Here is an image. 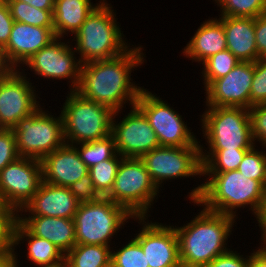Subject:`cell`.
Here are the masks:
<instances>
[{"instance_id": "obj_1", "label": "cell", "mask_w": 266, "mask_h": 267, "mask_svg": "<svg viewBox=\"0 0 266 267\" xmlns=\"http://www.w3.org/2000/svg\"><path fill=\"white\" fill-rule=\"evenodd\" d=\"M141 52V46L134 47L111 59L82 64L75 91L115 112H120L127 100L135 106L143 88L130 82V74L133 68L143 63L144 54Z\"/></svg>"}, {"instance_id": "obj_2", "label": "cell", "mask_w": 266, "mask_h": 267, "mask_svg": "<svg viewBox=\"0 0 266 267\" xmlns=\"http://www.w3.org/2000/svg\"><path fill=\"white\" fill-rule=\"evenodd\" d=\"M203 175L211 178L189 193L194 204H202L206 210L232 217L236 216L233 210L249 204L257 220L260 219L266 205V188L259 181L247 179L238 170Z\"/></svg>"}, {"instance_id": "obj_3", "label": "cell", "mask_w": 266, "mask_h": 267, "mask_svg": "<svg viewBox=\"0 0 266 267\" xmlns=\"http://www.w3.org/2000/svg\"><path fill=\"white\" fill-rule=\"evenodd\" d=\"M235 217L206 210L191 222L175 227L182 267H205L216 257L229 251L224 245Z\"/></svg>"}, {"instance_id": "obj_4", "label": "cell", "mask_w": 266, "mask_h": 267, "mask_svg": "<svg viewBox=\"0 0 266 267\" xmlns=\"http://www.w3.org/2000/svg\"><path fill=\"white\" fill-rule=\"evenodd\" d=\"M202 129L209 151H201L202 166L221 149L250 150L255 145L251 134L249 109L208 106L202 115Z\"/></svg>"}, {"instance_id": "obj_5", "label": "cell", "mask_w": 266, "mask_h": 267, "mask_svg": "<svg viewBox=\"0 0 266 267\" xmlns=\"http://www.w3.org/2000/svg\"><path fill=\"white\" fill-rule=\"evenodd\" d=\"M104 1L100 2L74 35L77 45L75 51L80 53L79 61L82 64L111 59L129 49L116 24L114 10Z\"/></svg>"}, {"instance_id": "obj_6", "label": "cell", "mask_w": 266, "mask_h": 267, "mask_svg": "<svg viewBox=\"0 0 266 267\" xmlns=\"http://www.w3.org/2000/svg\"><path fill=\"white\" fill-rule=\"evenodd\" d=\"M70 92L61 111L66 144H79L109 136L115 111L84 98L75 90Z\"/></svg>"}, {"instance_id": "obj_7", "label": "cell", "mask_w": 266, "mask_h": 267, "mask_svg": "<svg viewBox=\"0 0 266 267\" xmlns=\"http://www.w3.org/2000/svg\"><path fill=\"white\" fill-rule=\"evenodd\" d=\"M158 191L140 158L123 157L106 198L125 207L141 223L146 220L147 209L151 208Z\"/></svg>"}, {"instance_id": "obj_8", "label": "cell", "mask_w": 266, "mask_h": 267, "mask_svg": "<svg viewBox=\"0 0 266 267\" xmlns=\"http://www.w3.org/2000/svg\"><path fill=\"white\" fill-rule=\"evenodd\" d=\"M133 217L125 207L106 197L81 203L74 216L76 244L110 246V238Z\"/></svg>"}, {"instance_id": "obj_9", "label": "cell", "mask_w": 266, "mask_h": 267, "mask_svg": "<svg viewBox=\"0 0 266 267\" xmlns=\"http://www.w3.org/2000/svg\"><path fill=\"white\" fill-rule=\"evenodd\" d=\"M19 157L42 160L66 144L62 116L53 118L40 107L12 128Z\"/></svg>"}, {"instance_id": "obj_10", "label": "cell", "mask_w": 266, "mask_h": 267, "mask_svg": "<svg viewBox=\"0 0 266 267\" xmlns=\"http://www.w3.org/2000/svg\"><path fill=\"white\" fill-rule=\"evenodd\" d=\"M200 147L198 142L185 147L159 146L140 159L159 189L164 180L203 174Z\"/></svg>"}, {"instance_id": "obj_11", "label": "cell", "mask_w": 266, "mask_h": 267, "mask_svg": "<svg viewBox=\"0 0 266 267\" xmlns=\"http://www.w3.org/2000/svg\"><path fill=\"white\" fill-rule=\"evenodd\" d=\"M155 131L160 146H194L198 141L174 109L156 95L143 89L135 104Z\"/></svg>"}, {"instance_id": "obj_12", "label": "cell", "mask_w": 266, "mask_h": 267, "mask_svg": "<svg viewBox=\"0 0 266 267\" xmlns=\"http://www.w3.org/2000/svg\"><path fill=\"white\" fill-rule=\"evenodd\" d=\"M43 181L41 161L18 157L0 172V202L20 212Z\"/></svg>"}, {"instance_id": "obj_13", "label": "cell", "mask_w": 266, "mask_h": 267, "mask_svg": "<svg viewBox=\"0 0 266 267\" xmlns=\"http://www.w3.org/2000/svg\"><path fill=\"white\" fill-rule=\"evenodd\" d=\"M111 135L114 138L116 152L121 157L141 158L144 154L160 146L157 135L144 113L135 105L118 124L114 123Z\"/></svg>"}, {"instance_id": "obj_14", "label": "cell", "mask_w": 266, "mask_h": 267, "mask_svg": "<svg viewBox=\"0 0 266 267\" xmlns=\"http://www.w3.org/2000/svg\"><path fill=\"white\" fill-rule=\"evenodd\" d=\"M35 89L16 69L0 78V125L12 129L19 120L33 114L40 106Z\"/></svg>"}, {"instance_id": "obj_15", "label": "cell", "mask_w": 266, "mask_h": 267, "mask_svg": "<svg viewBox=\"0 0 266 267\" xmlns=\"http://www.w3.org/2000/svg\"><path fill=\"white\" fill-rule=\"evenodd\" d=\"M254 62H241L224 77L212 81L206 88V105L215 107L250 108V90Z\"/></svg>"}, {"instance_id": "obj_16", "label": "cell", "mask_w": 266, "mask_h": 267, "mask_svg": "<svg viewBox=\"0 0 266 267\" xmlns=\"http://www.w3.org/2000/svg\"><path fill=\"white\" fill-rule=\"evenodd\" d=\"M58 41V42H57ZM60 41V42H59ZM72 48L61 42L60 38L54 39L48 46L40 49L24 64L39 76L55 79H72L71 90H76L80 79L82 63L75 61Z\"/></svg>"}, {"instance_id": "obj_17", "label": "cell", "mask_w": 266, "mask_h": 267, "mask_svg": "<svg viewBox=\"0 0 266 267\" xmlns=\"http://www.w3.org/2000/svg\"><path fill=\"white\" fill-rule=\"evenodd\" d=\"M134 239L141 245L149 267H182L175 228L146 223Z\"/></svg>"}, {"instance_id": "obj_18", "label": "cell", "mask_w": 266, "mask_h": 267, "mask_svg": "<svg viewBox=\"0 0 266 267\" xmlns=\"http://www.w3.org/2000/svg\"><path fill=\"white\" fill-rule=\"evenodd\" d=\"M56 36L54 28L36 27L22 22H14L9 41L3 48L6 62L12 69L24 64L40 49L48 46ZM21 62V63H20Z\"/></svg>"}, {"instance_id": "obj_19", "label": "cell", "mask_w": 266, "mask_h": 267, "mask_svg": "<svg viewBox=\"0 0 266 267\" xmlns=\"http://www.w3.org/2000/svg\"><path fill=\"white\" fill-rule=\"evenodd\" d=\"M43 181L60 187H70L89 173L73 145L65 144L41 160Z\"/></svg>"}, {"instance_id": "obj_20", "label": "cell", "mask_w": 266, "mask_h": 267, "mask_svg": "<svg viewBox=\"0 0 266 267\" xmlns=\"http://www.w3.org/2000/svg\"><path fill=\"white\" fill-rule=\"evenodd\" d=\"M79 204L69 187L55 186L42 181L32 200L20 211L29 212L31 216L74 219Z\"/></svg>"}, {"instance_id": "obj_21", "label": "cell", "mask_w": 266, "mask_h": 267, "mask_svg": "<svg viewBox=\"0 0 266 267\" xmlns=\"http://www.w3.org/2000/svg\"><path fill=\"white\" fill-rule=\"evenodd\" d=\"M18 221L33 235L57 246L66 255L76 244L74 219L46 216L20 217Z\"/></svg>"}, {"instance_id": "obj_22", "label": "cell", "mask_w": 266, "mask_h": 267, "mask_svg": "<svg viewBox=\"0 0 266 267\" xmlns=\"http://www.w3.org/2000/svg\"><path fill=\"white\" fill-rule=\"evenodd\" d=\"M227 49L241 62H255L259 58L255 38V18L221 17Z\"/></svg>"}, {"instance_id": "obj_23", "label": "cell", "mask_w": 266, "mask_h": 267, "mask_svg": "<svg viewBox=\"0 0 266 267\" xmlns=\"http://www.w3.org/2000/svg\"><path fill=\"white\" fill-rule=\"evenodd\" d=\"M227 49L223 24L216 19H210L201 24L183 54L190 60L204 62L210 56Z\"/></svg>"}, {"instance_id": "obj_24", "label": "cell", "mask_w": 266, "mask_h": 267, "mask_svg": "<svg viewBox=\"0 0 266 267\" xmlns=\"http://www.w3.org/2000/svg\"><path fill=\"white\" fill-rule=\"evenodd\" d=\"M91 0H56L53 9V26L56 38L64 37L66 32L76 31L87 17L99 5H92Z\"/></svg>"}, {"instance_id": "obj_25", "label": "cell", "mask_w": 266, "mask_h": 267, "mask_svg": "<svg viewBox=\"0 0 266 267\" xmlns=\"http://www.w3.org/2000/svg\"><path fill=\"white\" fill-rule=\"evenodd\" d=\"M25 237L28 240V259L39 266L58 262L65 255L62 251L46 239L31 234L18 220L14 228V245H18ZM23 238V239H22Z\"/></svg>"}, {"instance_id": "obj_26", "label": "cell", "mask_w": 266, "mask_h": 267, "mask_svg": "<svg viewBox=\"0 0 266 267\" xmlns=\"http://www.w3.org/2000/svg\"><path fill=\"white\" fill-rule=\"evenodd\" d=\"M109 246L75 244L65 255L68 267H111Z\"/></svg>"}, {"instance_id": "obj_27", "label": "cell", "mask_w": 266, "mask_h": 267, "mask_svg": "<svg viewBox=\"0 0 266 267\" xmlns=\"http://www.w3.org/2000/svg\"><path fill=\"white\" fill-rule=\"evenodd\" d=\"M15 22L36 27L54 28L53 10H42L18 0H5Z\"/></svg>"}, {"instance_id": "obj_28", "label": "cell", "mask_w": 266, "mask_h": 267, "mask_svg": "<svg viewBox=\"0 0 266 267\" xmlns=\"http://www.w3.org/2000/svg\"><path fill=\"white\" fill-rule=\"evenodd\" d=\"M79 145L81 146V150L75 145L74 147L77 149L81 160L88 168L104 160L111 159L117 153L114 138L111 134L103 139L79 143Z\"/></svg>"}, {"instance_id": "obj_29", "label": "cell", "mask_w": 266, "mask_h": 267, "mask_svg": "<svg viewBox=\"0 0 266 267\" xmlns=\"http://www.w3.org/2000/svg\"><path fill=\"white\" fill-rule=\"evenodd\" d=\"M122 158L117 153L111 159L89 168L93 185L102 197H106L110 193Z\"/></svg>"}, {"instance_id": "obj_30", "label": "cell", "mask_w": 266, "mask_h": 267, "mask_svg": "<svg viewBox=\"0 0 266 267\" xmlns=\"http://www.w3.org/2000/svg\"><path fill=\"white\" fill-rule=\"evenodd\" d=\"M239 62L236 56L228 49L218 52L202 64H204L203 76L205 88L214 80L226 76Z\"/></svg>"}, {"instance_id": "obj_31", "label": "cell", "mask_w": 266, "mask_h": 267, "mask_svg": "<svg viewBox=\"0 0 266 267\" xmlns=\"http://www.w3.org/2000/svg\"><path fill=\"white\" fill-rule=\"evenodd\" d=\"M222 17L256 18L266 12V0H215Z\"/></svg>"}, {"instance_id": "obj_32", "label": "cell", "mask_w": 266, "mask_h": 267, "mask_svg": "<svg viewBox=\"0 0 266 267\" xmlns=\"http://www.w3.org/2000/svg\"><path fill=\"white\" fill-rule=\"evenodd\" d=\"M249 150H218L204 165L203 173H223L237 170Z\"/></svg>"}, {"instance_id": "obj_33", "label": "cell", "mask_w": 266, "mask_h": 267, "mask_svg": "<svg viewBox=\"0 0 266 267\" xmlns=\"http://www.w3.org/2000/svg\"><path fill=\"white\" fill-rule=\"evenodd\" d=\"M111 267H149L141 245L133 238L117 252L111 253Z\"/></svg>"}, {"instance_id": "obj_34", "label": "cell", "mask_w": 266, "mask_h": 267, "mask_svg": "<svg viewBox=\"0 0 266 267\" xmlns=\"http://www.w3.org/2000/svg\"><path fill=\"white\" fill-rule=\"evenodd\" d=\"M237 170L247 179H255L266 188V153L256 151L255 146L244 155Z\"/></svg>"}, {"instance_id": "obj_35", "label": "cell", "mask_w": 266, "mask_h": 267, "mask_svg": "<svg viewBox=\"0 0 266 267\" xmlns=\"http://www.w3.org/2000/svg\"><path fill=\"white\" fill-rule=\"evenodd\" d=\"M17 214L13 208L0 202V254H8L15 250L14 228L18 220Z\"/></svg>"}, {"instance_id": "obj_36", "label": "cell", "mask_w": 266, "mask_h": 267, "mask_svg": "<svg viewBox=\"0 0 266 267\" xmlns=\"http://www.w3.org/2000/svg\"><path fill=\"white\" fill-rule=\"evenodd\" d=\"M257 104H266V58H260L254 62L250 108Z\"/></svg>"}, {"instance_id": "obj_37", "label": "cell", "mask_w": 266, "mask_h": 267, "mask_svg": "<svg viewBox=\"0 0 266 267\" xmlns=\"http://www.w3.org/2000/svg\"><path fill=\"white\" fill-rule=\"evenodd\" d=\"M251 134L266 147V104H257L249 108Z\"/></svg>"}, {"instance_id": "obj_38", "label": "cell", "mask_w": 266, "mask_h": 267, "mask_svg": "<svg viewBox=\"0 0 266 267\" xmlns=\"http://www.w3.org/2000/svg\"><path fill=\"white\" fill-rule=\"evenodd\" d=\"M69 189L80 204L98 201L102 198L93 185L90 173L84 175L80 180L73 183Z\"/></svg>"}, {"instance_id": "obj_39", "label": "cell", "mask_w": 266, "mask_h": 267, "mask_svg": "<svg viewBox=\"0 0 266 267\" xmlns=\"http://www.w3.org/2000/svg\"><path fill=\"white\" fill-rule=\"evenodd\" d=\"M19 157L12 129L0 131V172Z\"/></svg>"}, {"instance_id": "obj_40", "label": "cell", "mask_w": 266, "mask_h": 267, "mask_svg": "<svg viewBox=\"0 0 266 267\" xmlns=\"http://www.w3.org/2000/svg\"><path fill=\"white\" fill-rule=\"evenodd\" d=\"M14 20L5 0H0V47L3 49L10 38Z\"/></svg>"}, {"instance_id": "obj_41", "label": "cell", "mask_w": 266, "mask_h": 267, "mask_svg": "<svg viewBox=\"0 0 266 267\" xmlns=\"http://www.w3.org/2000/svg\"><path fill=\"white\" fill-rule=\"evenodd\" d=\"M243 255L239 256V253L231 250L216 257L212 262L205 267H247L248 258L244 259Z\"/></svg>"}, {"instance_id": "obj_42", "label": "cell", "mask_w": 266, "mask_h": 267, "mask_svg": "<svg viewBox=\"0 0 266 267\" xmlns=\"http://www.w3.org/2000/svg\"><path fill=\"white\" fill-rule=\"evenodd\" d=\"M255 38L259 58H266V12L255 18Z\"/></svg>"}, {"instance_id": "obj_43", "label": "cell", "mask_w": 266, "mask_h": 267, "mask_svg": "<svg viewBox=\"0 0 266 267\" xmlns=\"http://www.w3.org/2000/svg\"><path fill=\"white\" fill-rule=\"evenodd\" d=\"M266 244L256 252L251 253L247 267H266Z\"/></svg>"}, {"instance_id": "obj_44", "label": "cell", "mask_w": 266, "mask_h": 267, "mask_svg": "<svg viewBox=\"0 0 266 267\" xmlns=\"http://www.w3.org/2000/svg\"><path fill=\"white\" fill-rule=\"evenodd\" d=\"M42 10H53L54 0H18Z\"/></svg>"}, {"instance_id": "obj_45", "label": "cell", "mask_w": 266, "mask_h": 267, "mask_svg": "<svg viewBox=\"0 0 266 267\" xmlns=\"http://www.w3.org/2000/svg\"><path fill=\"white\" fill-rule=\"evenodd\" d=\"M17 263L14 251L8 254H0V267H18Z\"/></svg>"}, {"instance_id": "obj_46", "label": "cell", "mask_w": 266, "mask_h": 267, "mask_svg": "<svg viewBox=\"0 0 266 267\" xmlns=\"http://www.w3.org/2000/svg\"><path fill=\"white\" fill-rule=\"evenodd\" d=\"M12 68L6 62V59L3 54V49L0 47V78L6 76Z\"/></svg>"}, {"instance_id": "obj_47", "label": "cell", "mask_w": 266, "mask_h": 267, "mask_svg": "<svg viewBox=\"0 0 266 267\" xmlns=\"http://www.w3.org/2000/svg\"><path fill=\"white\" fill-rule=\"evenodd\" d=\"M259 226L261 227V231H262V241H264L263 243L266 244V205L264 208V211L262 213V216L260 217V219L258 220Z\"/></svg>"}, {"instance_id": "obj_48", "label": "cell", "mask_w": 266, "mask_h": 267, "mask_svg": "<svg viewBox=\"0 0 266 267\" xmlns=\"http://www.w3.org/2000/svg\"><path fill=\"white\" fill-rule=\"evenodd\" d=\"M41 267H68V263H67L66 257H64L62 260L58 262L41 265Z\"/></svg>"}]
</instances>
